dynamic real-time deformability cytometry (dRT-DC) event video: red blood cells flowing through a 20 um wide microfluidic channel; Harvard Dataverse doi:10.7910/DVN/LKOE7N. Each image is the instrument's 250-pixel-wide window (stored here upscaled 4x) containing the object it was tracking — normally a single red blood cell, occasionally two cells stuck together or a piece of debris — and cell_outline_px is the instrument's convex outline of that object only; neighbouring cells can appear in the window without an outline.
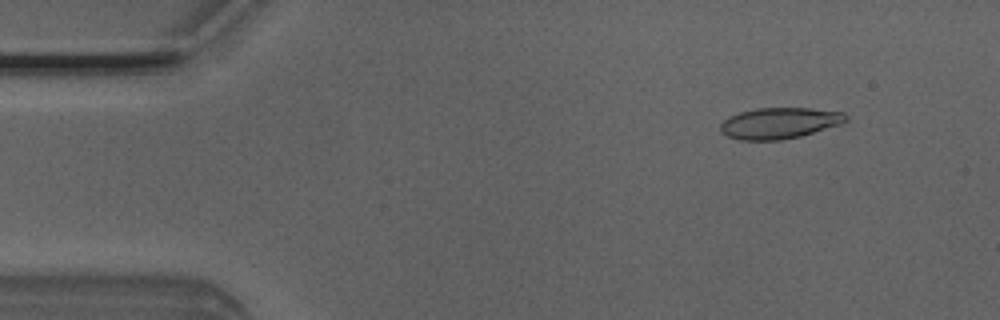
{"species": "Egyptian fruit bat (a non-hibernating species)", "species_latin": "Rousettus aegyptiacus", "temperature_condition": "room temperature", "stored_images_in_passage": 5, "camera_frame_rate_fps": 3000, "um_per_image_px": 0.085, "animal": {"sex": "male"}, "frame": {"image": 1, "passage_image": 2, "time_ms": 0.333, "image_size_px": [1000, 320], "cell_outline_px": [[848, 120], [840, 124], [800, 136], [780, 140], [740, 140], [728, 136], [720, 132], [720, 124], [728, 116], [740, 112], [756, 108], [808, 108], [844, 112], [848, 116]], "centroid_in_image_um": [66.23, 10.46], "position_along_channel_um": 18.8, "area_um2": 22.72}}